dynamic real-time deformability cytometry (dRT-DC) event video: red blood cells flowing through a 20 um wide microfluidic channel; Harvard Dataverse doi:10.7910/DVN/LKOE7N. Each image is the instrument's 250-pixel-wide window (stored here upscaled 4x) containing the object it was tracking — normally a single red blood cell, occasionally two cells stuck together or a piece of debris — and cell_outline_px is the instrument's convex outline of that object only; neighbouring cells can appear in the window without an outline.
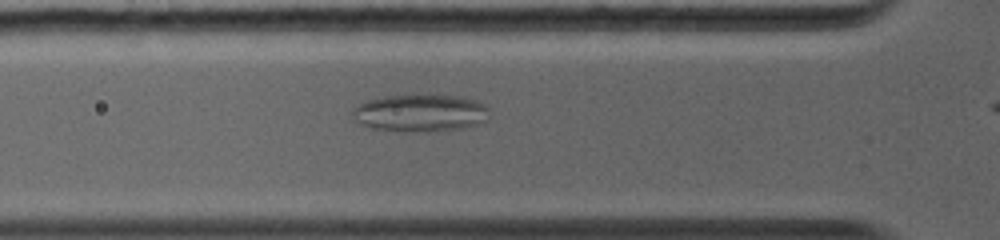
{"species": "common noctule bat (a hibernating species)", "species_latin": "Nyctalus noctula", "temperature_condition": "warm", "stored_images_in_passage": 40, "camera_frame_rate_fps": 5000, "um_per_image_px": 0.085, "animal": {"sex": "female", "body_mass_g": 19.0, "forearm_length_mm": 56.7}, "frame": {"image": 1, "passage_image": 10, "time_ms": 2.0, "image_size_px": [1000, 240], "cell_outline_px": [[488, 120], [476, 124], [460, 128], [428, 132], [372, 128], [356, 120], [352, 116], [352, 108], [368, 100], [384, 96], [456, 96], [476, 100], [484, 104], [488, 108]], "centroid_in_image_um": [35.74, 9.6], "position_along_channel_um": 90.1, "area_um2": 29.13}}
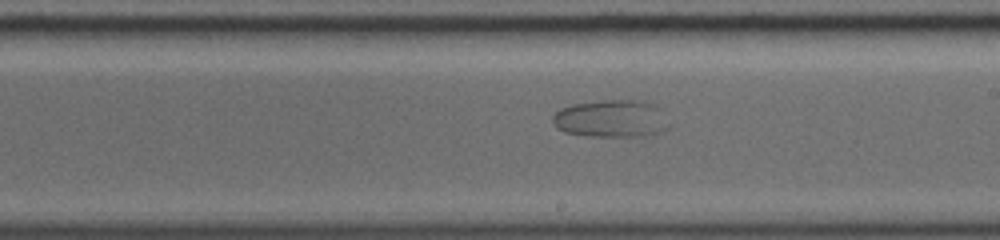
{"frame": {"image": 2, "passage_image": 29, "time_ms": 5.6, "image_size_px": [1000, 240], "cell_outline_px": [[672, 124], [668, 128], [660, 132], [644, 136], [588, 136], [564, 132], [556, 128], [552, 124], [552, 116], [560, 108], [572, 104], [604, 100], [644, 100], [656, 104], [660, 108]], "centroid_in_image_um": [51.99, 10.08], "position_along_channel_um": 237.0, "area_um2": 25.95}}
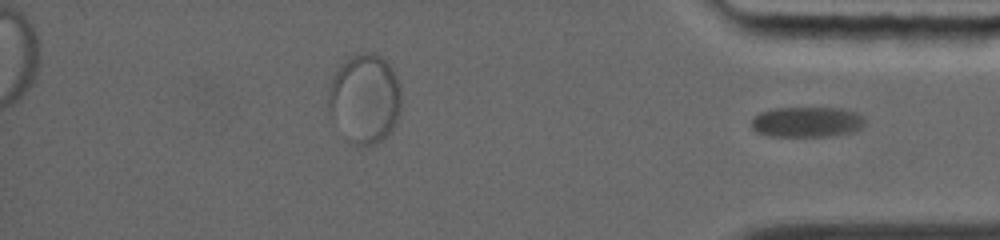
{"frame": {"image": 3, "passage_image": 40, "time_ms": 10.6, "image_size_px": [1000, 240], "cell_outline_px": [[864, 124], [860, 128], [852, 132], [832, 136], [768, 136], [756, 132], [752, 128], [752, 116], [760, 112], [776, 108], [832, 108], [856, 112], [864, 116]], "centroid_in_image_um": [68.56, 10.37], "position_along_channel_um": 366.6, "area_um2": 20.11}}